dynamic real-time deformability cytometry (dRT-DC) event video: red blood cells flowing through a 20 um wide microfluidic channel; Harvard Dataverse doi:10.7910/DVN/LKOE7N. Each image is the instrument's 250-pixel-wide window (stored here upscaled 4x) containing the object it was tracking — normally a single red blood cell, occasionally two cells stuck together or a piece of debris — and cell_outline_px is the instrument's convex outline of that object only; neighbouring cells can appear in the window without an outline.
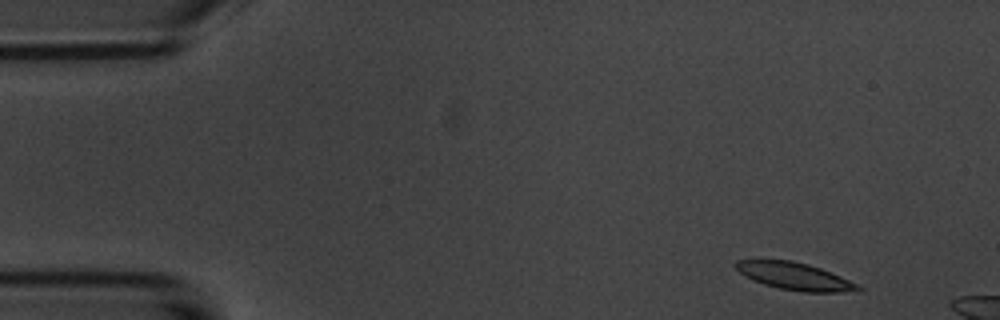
{"species": "common noctule bat (a hibernating species)", "species_latin": "Nyctalus noctula", "temperature_condition": "room temperature", "stored_images_in_passage": 5, "camera_frame_rate_fps": 3000, "um_per_image_px": 0.085, "animal": {"sex": "male", "body_mass_g": 20.1, "forearm_length_mm": 53.5}, "frame": {"image": 1, "passage_image": 1, "time_ms": 0.0, "image_size_px": [1000, 320], "cell_outline_px": [[864, 288], [840, 292], [804, 292], [780, 288], [764, 284], [752, 280], [744, 276], [732, 264], [736, 260], [792, 260], [808, 264], [820, 268], [840, 276]], "centroid_in_image_um": [67.47, 23.46], "position_along_channel_um": 17.5, "area_um2": 19.19}}